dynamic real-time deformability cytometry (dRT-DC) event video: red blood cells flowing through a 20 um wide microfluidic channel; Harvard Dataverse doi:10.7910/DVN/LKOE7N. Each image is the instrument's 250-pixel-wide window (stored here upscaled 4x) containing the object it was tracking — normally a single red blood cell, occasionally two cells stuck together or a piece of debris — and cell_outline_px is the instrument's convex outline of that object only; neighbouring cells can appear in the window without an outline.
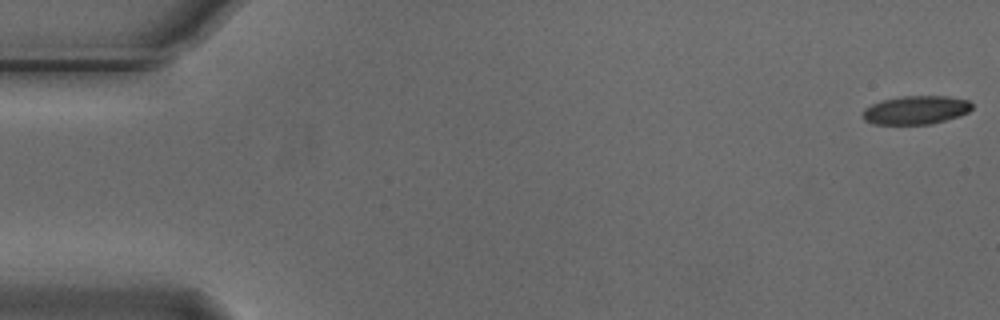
{"species": "Egyptian fruit bat (a non-hibernating species)", "species_latin": "Rousettus aegyptiacus", "temperature_condition": "cold", "stored_images_in_passage": 55, "camera_frame_rate_fps": 3000, "um_per_image_px": 0.085, "animal": {"sex": "male"}, "frame": {"image": 1, "passage_image": 1, "time_ms": 0.0, "image_size_px": [1000, 320], "cell_outline_px": [[972, 108], [968, 112], [960, 116], [932, 124], [876, 124], [864, 120], [864, 108], [872, 104], [884, 100], [904, 96], [948, 96], [968, 100], [972, 104]], "centroid_in_image_um": [77.89, 9.35], "position_along_channel_um": 7.1, "area_um2": 18.03}}
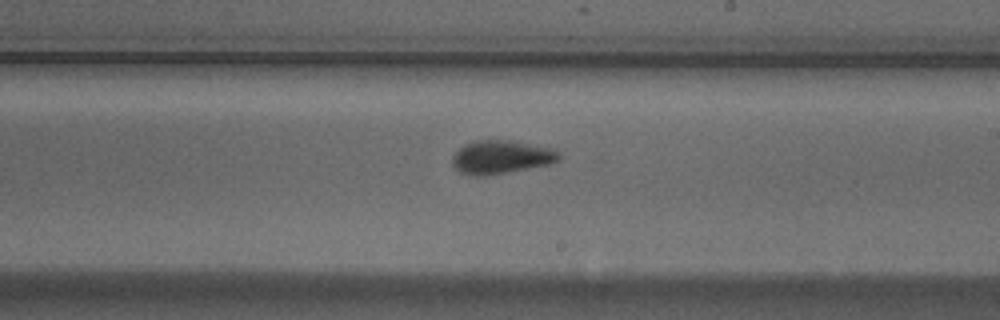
{"frame": {"image": 2, "passage_image": 32, "time_ms": 10.333, "image_size_px": [1000, 320], "cell_outline_px": [[560, 160], [552, 164], [488, 176], [476, 176], [460, 172], [452, 164], [452, 156], [464, 144], [476, 140], [508, 140], [552, 148], [560, 152]], "centroid_in_image_um": [42.62, 13.36], "position_along_channel_um": 246.4, "area_um2": 20.92}}
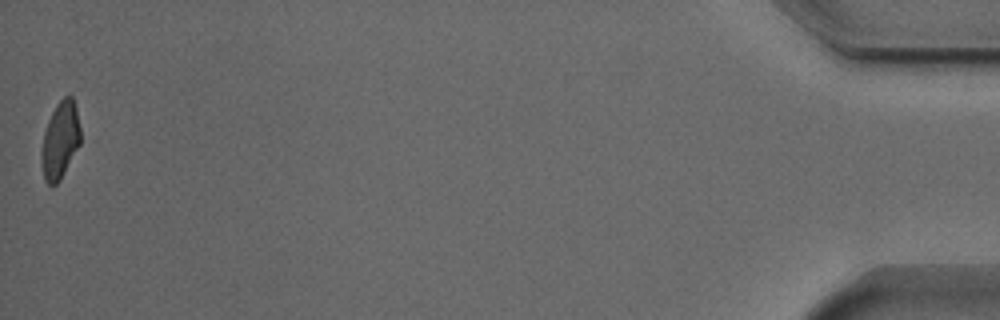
{"frame": {"image": 3, "passage_image": 55, "time_ms": 18.0, "image_size_px": [1000, 320], "cell_outline_px": [[80, 144], [60, 180], [52, 188], [44, 180], [40, 156], [40, 152], [44, 132], [48, 120], [56, 104], [64, 96], [72, 96], [76, 108], [80, 128]], "centroid_in_image_um": [5.09, 11.94], "position_along_channel_um": 430.1, "area_um2": 17.63}, "authors_computed_cell_mechanics": {"area_um2": 19.363, "velocity_mm_per_s": 3.7155, "shape_relaxation_time_tau1_ms": 2.6136, "shape_relaxation_time_tau2_ms": 2.0922, "deformation_change_tau1": 0.1295, "deformation_change_tau2": 0.0898}}